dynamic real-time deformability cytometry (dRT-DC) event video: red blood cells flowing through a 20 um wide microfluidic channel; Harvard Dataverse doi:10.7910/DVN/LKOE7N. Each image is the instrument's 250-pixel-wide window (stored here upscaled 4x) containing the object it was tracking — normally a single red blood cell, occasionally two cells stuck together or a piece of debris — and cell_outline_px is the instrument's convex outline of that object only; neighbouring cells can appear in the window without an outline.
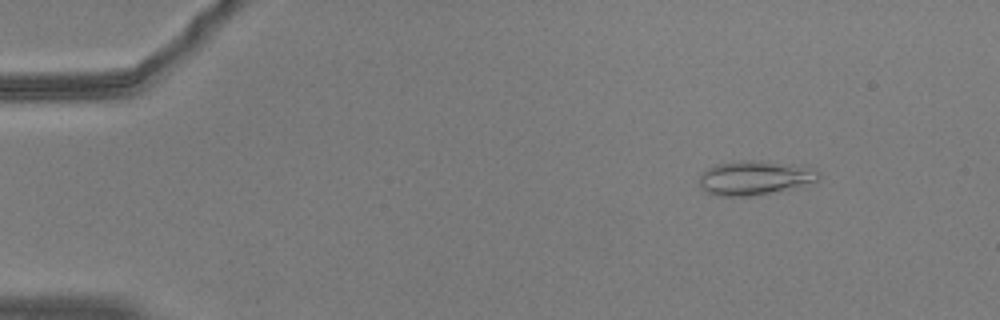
{"species": "common noctule bat (a hibernating species)", "species_latin": "Nyctalus noctula", "temperature_condition": "warm", "stored_images_in_passage": 54, "camera_frame_rate_fps": 3000, "um_per_image_px": 0.085, "animal": {"sex": "male", "body_mass_g": 20.5, "forearm_length_mm": 52.5}, "frame": {"image": 1, "passage_image": 7, "time_ms": 2.0, "image_size_px": [1000, 320], "cell_outline_px": [[820, 180], [800, 188], [748, 196], [716, 196], [708, 192], [700, 184], [700, 176], [708, 168], [716, 164], [740, 160], [760, 160], [808, 164], [816, 168], [820, 172]], "centroid_in_image_um": [64.33, 15.09], "position_along_channel_um": 20.7, "area_um2": 24.68}}
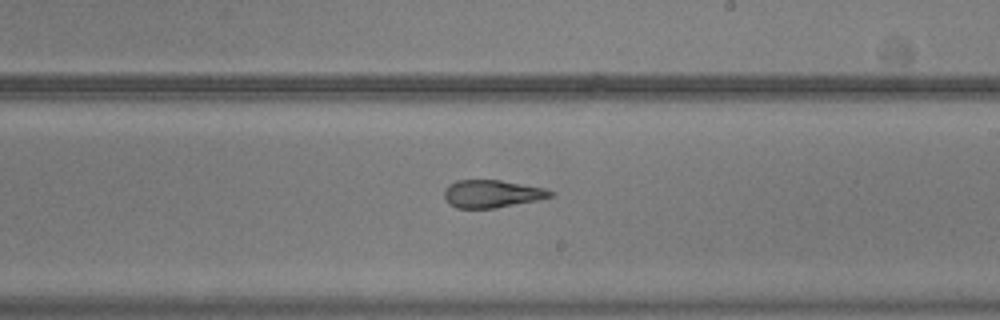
{"frame": {"image": 2, "passage_image": 33, "time_ms": 10.667, "image_size_px": [1000, 320], "cell_outline_px": [[556, 192], [552, 196], [536, 200], [496, 208], [456, 208], [448, 204], [444, 196], [444, 188], [448, 184], [456, 180], [500, 180], [544, 188]], "centroid_in_image_um": [41.77, 16.47], "position_along_channel_um": 247.2, "area_um2": 17.17}}
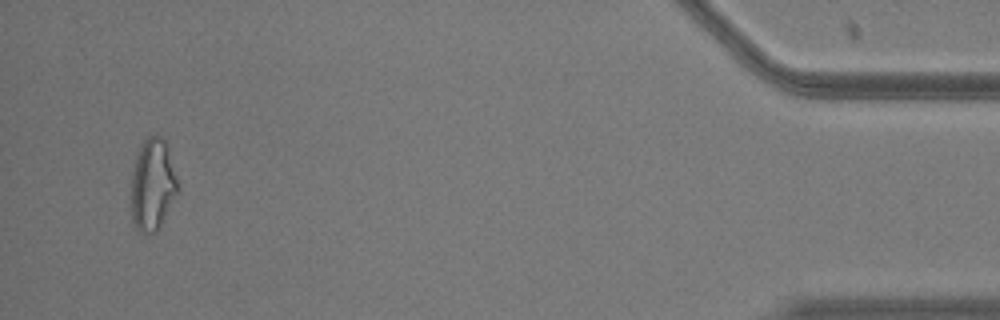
{"frame": {"image": 3, "passage_image": 53, "time_ms": 17.333, "image_size_px": [1000, 320], "cell_outline_px": [[180, 188], [160, 228], [156, 232], [140, 232], [136, 228], [132, 220], [132, 172], [136, 156], [140, 144], [152, 132], [164, 136], [168, 148]], "centroid_in_image_um": [12.99, 15.65], "position_along_channel_um": 422.2, "area_um2": 25.32}}